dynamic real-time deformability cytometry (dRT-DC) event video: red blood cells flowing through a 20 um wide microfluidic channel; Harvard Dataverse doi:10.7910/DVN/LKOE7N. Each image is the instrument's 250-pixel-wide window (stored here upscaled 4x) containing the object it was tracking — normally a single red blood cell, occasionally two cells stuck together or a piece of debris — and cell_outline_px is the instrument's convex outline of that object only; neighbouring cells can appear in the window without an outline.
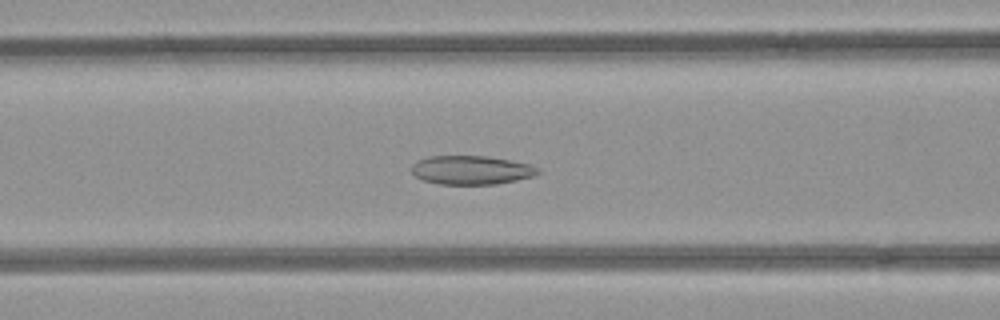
{"species": "common noctule bat (a hibernating species)", "species_latin": "Nyctalus noctula", "temperature_condition": "room temperature", "stored_images_in_passage": 51, "camera_frame_rate_fps": 3000, "um_per_image_px": 0.085, "animal": {"sex": "female", "body_mass_g": 21.9}, "frame": {"image": 1, "passage_image": 20, "time_ms": 6.333, "image_size_px": [1000, 320], "cell_outline_px": [[540, 172], [532, 176], [516, 180], [496, 184], [440, 184], [424, 180], [416, 176], [412, 172], [412, 164], [416, 160], [428, 156], [488, 156], [512, 160], [528, 164], [540, 168]], "centroid_in_image_um": [40.06, 14.44], "position_along_channel_um": 126.5, "area_um2": 21.21}}
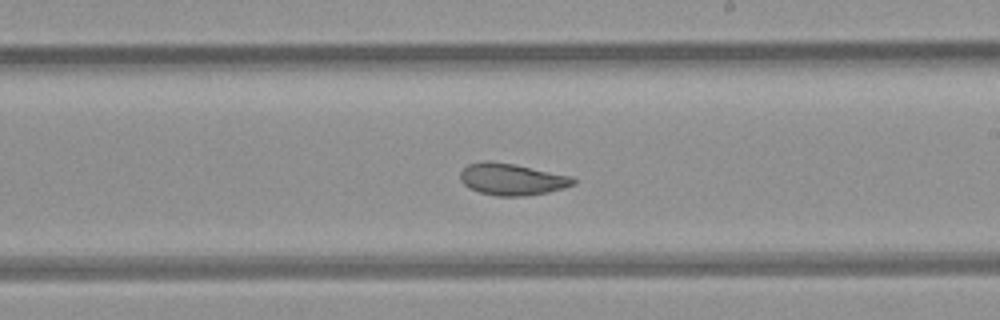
{"frame": {"image": 2, "passage_image": 29, "time_ms": 9.333, "image_size_px": [1000, 320], "cell_outline_px": [[576, 184], [564, 188], [548, 192], [524, 196], [496, 196], [480, 192], [468, 188], [460, 180], [460, 172], [468, 164], [484, 160], [488, 160], [516, 164], [572, 176], [576, 180]], "centroid_in_image_um": [43.51, 15.23], "position_along_channel_um": 245.5, "area_um2": 21.15}}
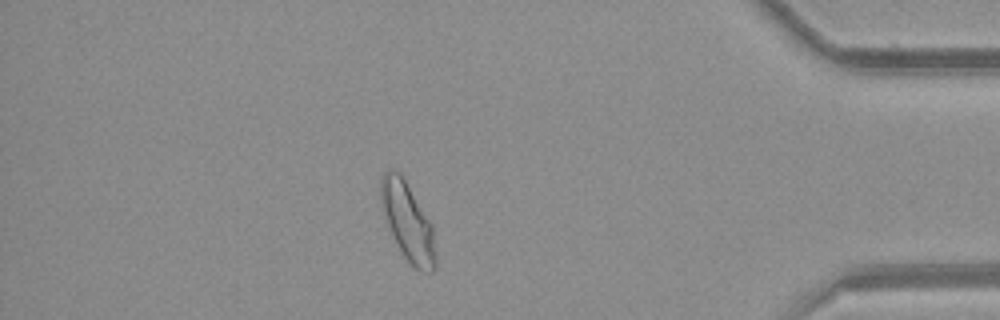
{"frame": {"image": 3, "passage_image": 44, "time_ms": 14.333, "image_size_px": [1000, 320], "cell_outline_px": [[436, 264], [432, 272], [420, 272], [404, 256], [396, 244], [384, 216], [380, 200], [380, 180], [384, 172], [388, 168], [392, 168], [400, 172], [432, 224], [436, 256]], "centroid_in_image_um": [34.64, 18.82], "position_along_channel_um": 400.6, "area_um2": 24.85}, "authors_computed_cell_mechanics": {"area_um2": 24.276, "velocity_mm_per_s": 3.9632, "shape_relaxation_time_tau1_ms": null, "shape_relaxation_time_tau2_ms": 1.8325, "deformation_change_tau1": null, "deformation_change_tau2": 0.073}}